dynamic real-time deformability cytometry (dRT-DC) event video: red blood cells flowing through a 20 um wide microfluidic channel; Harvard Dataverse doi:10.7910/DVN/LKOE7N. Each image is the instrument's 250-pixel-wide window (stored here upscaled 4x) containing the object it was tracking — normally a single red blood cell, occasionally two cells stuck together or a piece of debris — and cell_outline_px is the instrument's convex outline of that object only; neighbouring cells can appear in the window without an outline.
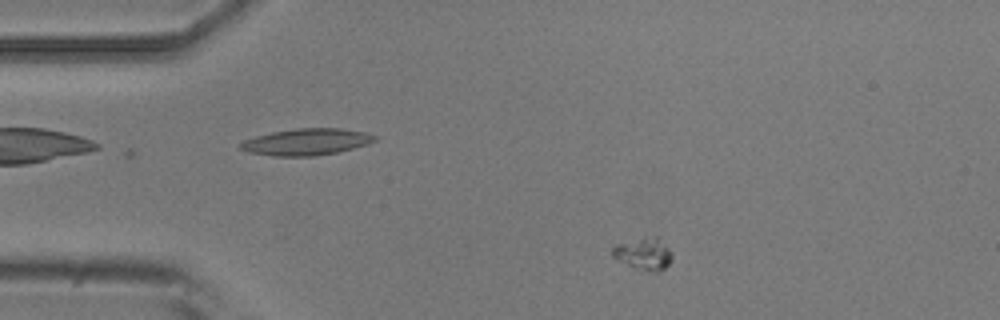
{"species": "common noctule bat (a hibernating species)", "species_latin": "Nyctalus noctula", "temperature_condition": "room temperature", "stored_images_in_passage": 50, "camera_frame_rate_fps": 3000, "um_per_image_px": 0.085, "animal": {"sex": "male", "body_mass_g": 20.5, "forearm_length_mm": 52.5}, "frame": {"image": 1, "passage_image": 5, "time_ms": 1.333, "image_size_px": [1000, 320], "cell_outline_px": [[672, 260], [664, 268], [656, 272], [648, 272], [616, 260], [612, 256], [612, 248], [616, 244], [644, 236], [660, 236], [668, 248], [672, 256]], "centroid_in_image_um": [54.71, 21.54], "position_along_channel_um": 30.3, "area_um2": 11.33}}
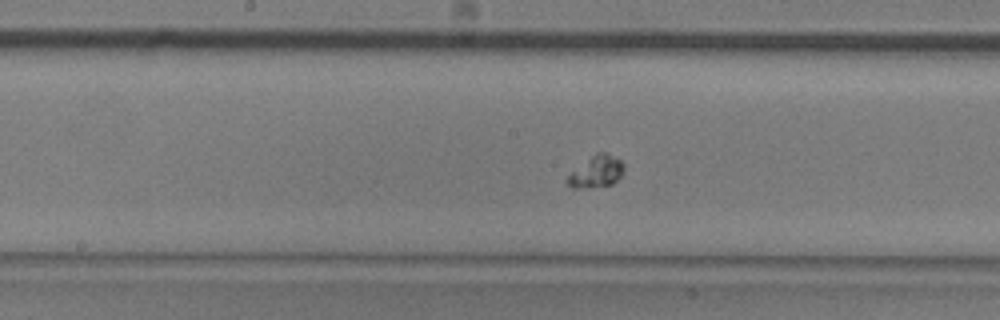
{"frame": {"image": 2, "passage_image": 23, "time_ms": 7.333, "image_size_px": [1000, 320], "cell_outline_px": [[624, 172], [612, 184], [588, 188], [572, 188], [564, 180], [572, 172], [596, 152], [608, 152], [620, 160], [624, 164]], "centroid_in_image_um": [50.7, 14.59], "position_along_channel_um": 197.5, "area_um2": 10.4}}
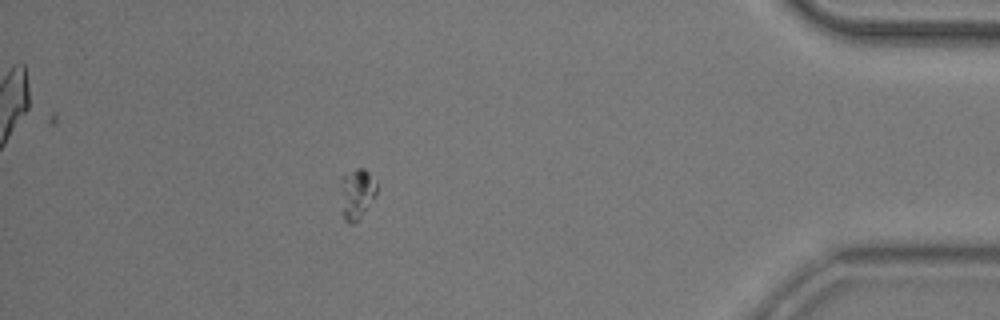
{"frame": {"image": 3, "passage_image": 44, "time_ms": 14.333, "image_size_px": [1000, 320], "cell_outline_px": [[376, 192], [360, 216], [352, 224], [348, 224], [344, 220], [340, 192], [340, 176], [356, 168], [364, 168], [368, 172], [376, 184]], "centroid_in_image_um": [30.26, 16.42], "position_along_channel_um": 404.9, "area_um2": 10.35}, "authors_computed_cell_mechanics": {"area_um2": 10.404, "velocity_mm_per_s": 3.6464, "shape_relaxation_time_tau1_ms": 7.3349, "shape_relaxation_time_tau2_ms": null, "deformation_change_tau1": 0.1247, "deformation_change_tau2": null}}